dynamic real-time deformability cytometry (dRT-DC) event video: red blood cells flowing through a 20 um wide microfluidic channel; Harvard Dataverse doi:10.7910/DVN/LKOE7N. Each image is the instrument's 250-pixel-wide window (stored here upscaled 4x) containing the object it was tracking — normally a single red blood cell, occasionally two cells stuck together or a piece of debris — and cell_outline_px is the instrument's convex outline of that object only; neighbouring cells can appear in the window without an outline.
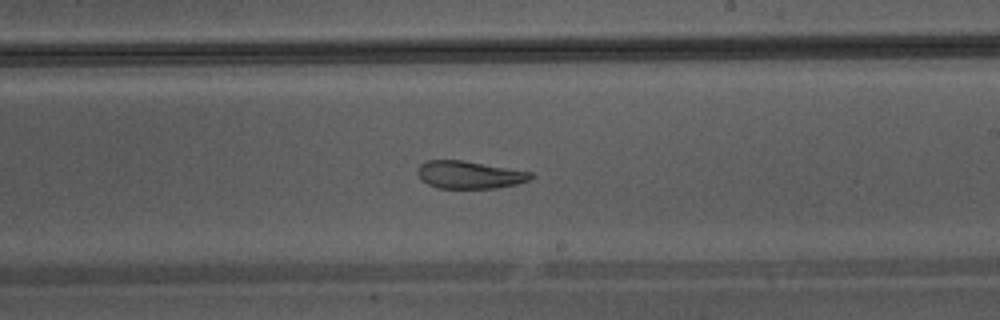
{"species": "Egyptian fruit bat (a non-hibernating species)", "species_latin": "Rousettus aegyptiacus", "temperature_condition": "warm", "stored_images_in_passage": 33, "camera_frame_rate_fps": 3000, "um_per_image_px": 0.085, "animal": {"sex": "male"}, "frame": {"image": 1, "passage_image": 15, "time_ms": 4.667, "image_size_px": [1000, 320], "cell_outline_px": [[536, 176], [528, 180], [516, 184], [496, 188], [436, 188], [420, 180], [416, 172], [416, 168], [420, 164], [428, 160], [460, 160], [532, 172]], "centroid_in_image_um": [39.86, 14.86], "position_along_channel_um": 249.1, "area_um2": 18.26}}